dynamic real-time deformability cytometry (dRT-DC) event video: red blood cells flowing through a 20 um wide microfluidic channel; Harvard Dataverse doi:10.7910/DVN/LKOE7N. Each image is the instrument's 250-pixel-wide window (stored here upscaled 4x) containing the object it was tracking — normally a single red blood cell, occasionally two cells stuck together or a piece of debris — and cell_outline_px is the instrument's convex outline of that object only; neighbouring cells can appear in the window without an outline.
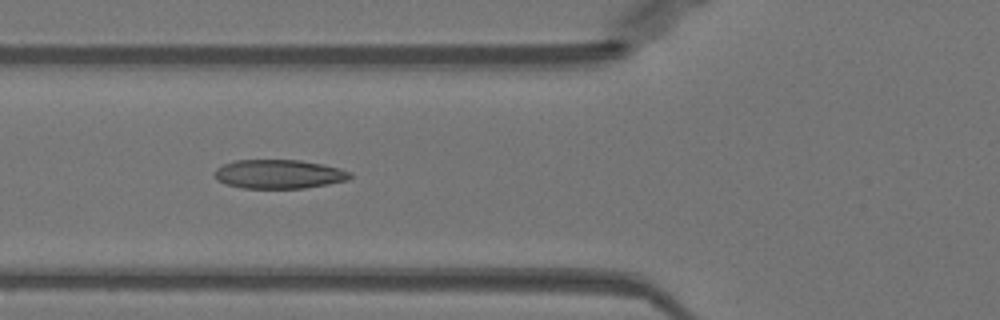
{"species": "Egyptian fruit bat (a non-hibernating species)", "species_latin": "Rousettus aegyptiacus", "temperature_condition": "warm", "stored_images_in_passage": 18, "camera_frame_rate_fps": 3000, "um_per_image_px": 0.085, "animal": {"sex": "female"}, "frame": {"image": 1, "passage_image": 6, "time_ms": 1.667, "image_size_px": [1000, 320], "cell_outline_px": [[352, 176], [348, 180], [328, 184], [304, 188], [240, 188], [224, 184], [216, 180], [212, 172], [216, 168], [224, 164], [236, 160], [300, 160], [324, 164], [340, 168], [352, 172]], "centroid_in_image_um": [23.69, 14.8], "position_along_channel_um": 102.1, "area_um2": 23.18}}